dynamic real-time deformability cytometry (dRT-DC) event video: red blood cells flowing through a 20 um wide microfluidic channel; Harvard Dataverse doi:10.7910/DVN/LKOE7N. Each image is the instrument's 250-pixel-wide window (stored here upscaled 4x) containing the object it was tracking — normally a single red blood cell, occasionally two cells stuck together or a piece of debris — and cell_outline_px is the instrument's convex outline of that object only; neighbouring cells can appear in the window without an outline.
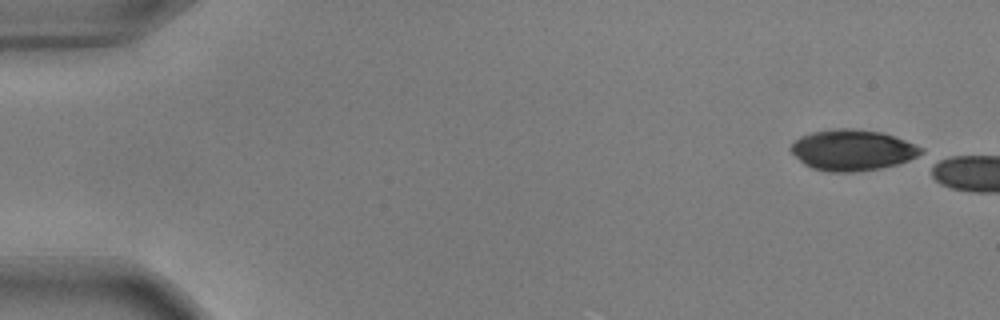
{"species": "common noctule bat (a hibernating species)", "species_latin": "Nyctalus noctula", "temperature_condition": "warm", "stored_images_in_passage": 6, "camera_frame_rate_fps": 3000, "um_per_image_px": 0.085, "animal": {"sex": "male", "body_mass_g": 17.9, "forearm_length_mm": 54.2}, "frame": {"image": 1, "passage_image": 1, "time_ms": 0.0, "image_size_px": [1000, 320], "cell_outline_px": [[924, 156], [896, 164], [880, 168], [856, 172], [828, 172], [812, 168], [804, 164], [788, 148], [800, 136], [812, 132], [832, 128], [852, 128], [880, 132], [904, 140], [924, 148]], "centroid_in_image_um": [72.47, 12.76], "position_along_channel_um": 12.5, "area_um2": 31.21}}